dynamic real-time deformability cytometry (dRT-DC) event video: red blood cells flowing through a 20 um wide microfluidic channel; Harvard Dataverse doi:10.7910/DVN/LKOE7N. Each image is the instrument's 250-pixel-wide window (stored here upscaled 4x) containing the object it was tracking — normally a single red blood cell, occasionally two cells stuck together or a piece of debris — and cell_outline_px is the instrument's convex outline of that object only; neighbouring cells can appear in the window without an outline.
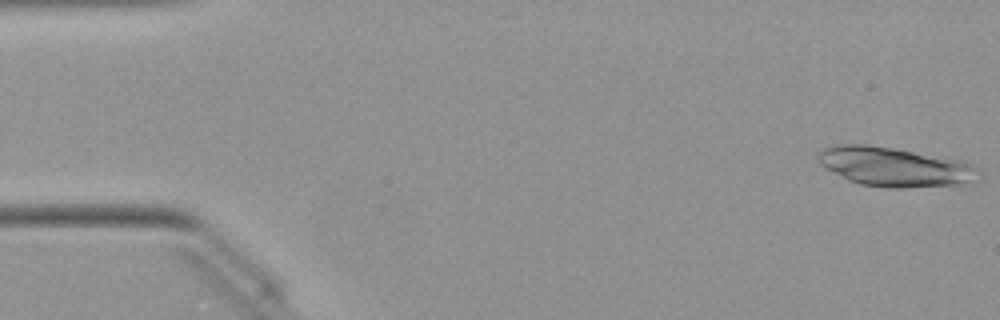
{"species": "Egyptian fruit bat (a non-hibernating species)", "species_latin": "Rousettus aegyptiacus", "temperature_condition": "warm", "stored_images_in_passage": 17, "camera_frame_rate_fps": 3000, "um_per_image_px": 0.085, "animal": {"sex": "female"}, "frame": {"image": 1, "passage_image": 1, "time_ms": 0.0, "image_size_px": [1000, 320], "cell_outline_px": [[980, 180], [964, 184], [908, 188], [884, 188], [860, 184], [848, 180], [824, 168], [816, 160], [816, 156], [824, 148], [836, 144], [864, 144], [896, 148], [964, 160], [972, 164], [980, 172]], "centroid_in_image_um": [76.08, 14.19], "position_along_channel_um": 8.9, "area_um2": 37.51}}